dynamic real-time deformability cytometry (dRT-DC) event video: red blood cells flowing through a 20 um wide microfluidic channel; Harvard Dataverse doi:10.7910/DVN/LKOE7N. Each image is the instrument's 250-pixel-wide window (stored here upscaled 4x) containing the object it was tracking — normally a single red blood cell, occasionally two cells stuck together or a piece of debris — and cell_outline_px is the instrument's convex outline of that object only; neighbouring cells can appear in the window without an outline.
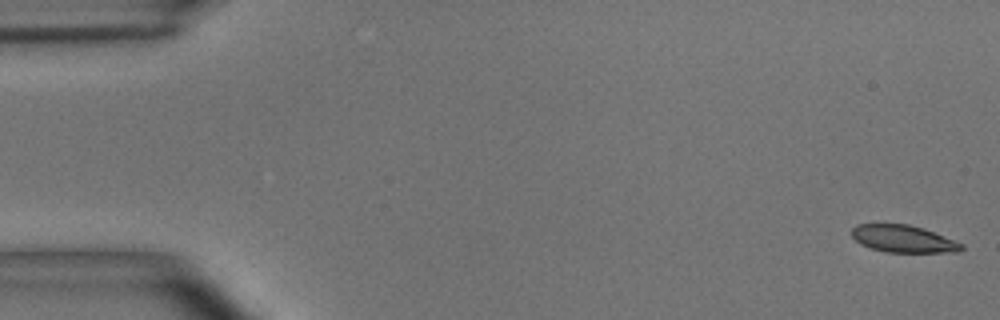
{"species": "common noctule bat (a hibernating species)", "species_latin": "Nyctalus noctula", "temperature_condition": "room temperature", "stored_images_in_passage": 54, "camera_frame_rate_fps": 3000, "um_per_image_px": 0.085, "animal": {"sex": "male", "body_mass_g": 15.6}, "frame": {"image": 1, "passage_image": 1, "time_ms": 0.0, "image_size_px": [1000, 320], "cell_outline_px": [[964, 248], [960, 252], [884, 252], [860, 244], [852, 236], [852, 228], [856, 224], [908, 224], [924, 228], [964, 244]], "centroid_in_image_um": [76.8, 20.3], "position_along_channel_um": 8.2, "area_um2": 17.46}}
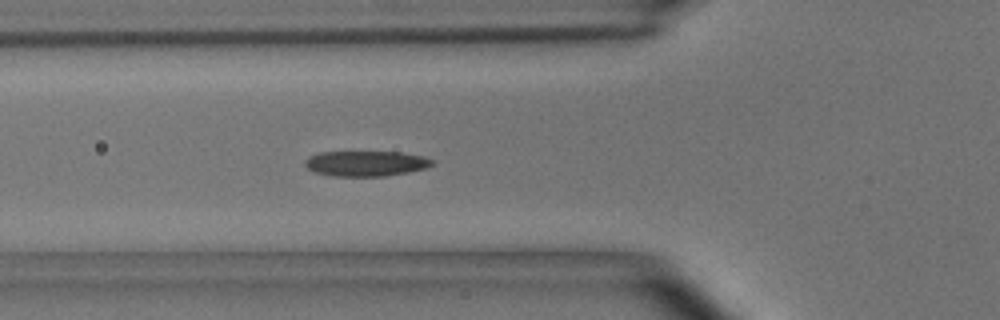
{"frame": {"image": 2, "passage_image": 19, "time_ms": 6.0, "image_size_px": [1000, 320], "cell_outline_px": [[436, 164], [428, 168], [408, 172], [384, 176], [332, 176], [316, 172], [308, 168], [304, 164], [304, 160], [308, 156], [320, 152], [400, 152], [424, 156], [436, 160]], "centroid_in_image_um": [31.16, 13.89], "position_along_channel_um": 94.6, "area_um2": 19.02}}
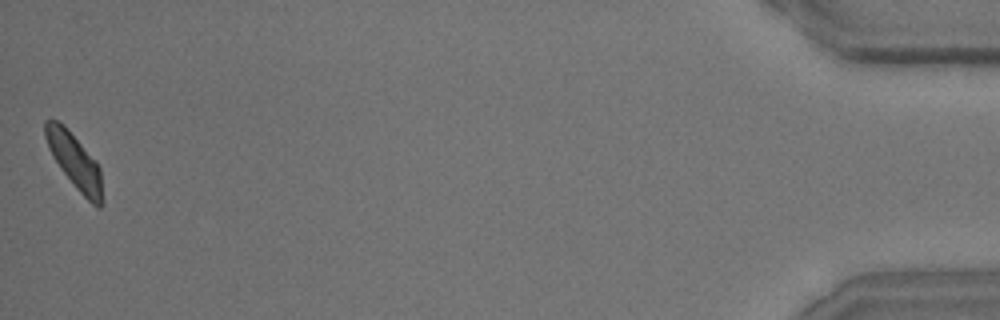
{"frame": {"image": 3, "passage_image": 54, "time_ms": 17.667, "image_size_px": [1000, 320], "cell_outline_px": [[104, 204], [100, 208], [96, 208], [76, 188], [64, 172], [48, 148], [44, 136], [44, 120], [56, 120], [64, 124], [96, 160], [100, 168], [104, 200]], "centroid_in_image_um": [6.38, 13.72], "position_along_channel_um": 428.8, "area_um2": 18.44}, "authors_computed_cell_mechanics": {"area_um2": 18.6694, "velocity_mm_per_s": 3.6558, "shape_relaxation_time_tau1_ms": 4.6643, "shape_relaxation_time_tau2_ms": 3.8489, "deformation_change_tau1": 0.131, "deformation_change_tau2": 0.0788}}